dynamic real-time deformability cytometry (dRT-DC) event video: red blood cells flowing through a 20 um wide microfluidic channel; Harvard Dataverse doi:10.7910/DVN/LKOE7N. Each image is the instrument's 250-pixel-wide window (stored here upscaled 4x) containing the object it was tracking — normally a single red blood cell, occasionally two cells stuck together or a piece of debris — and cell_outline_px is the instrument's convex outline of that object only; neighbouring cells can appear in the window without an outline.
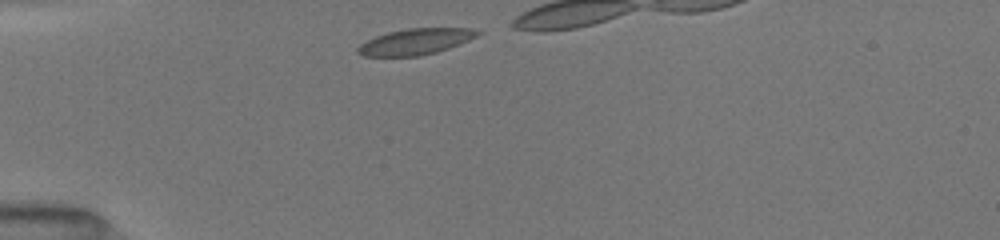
{"species": "common noctule bat (a hibernating species)", "species_latin": "Nyctalus noctula", "temperature_condition": "room temperature", "stored_images_in_passage": 28, "camera_frame_rate_fps": 3000, "um_per_image_px": 0.085, "animal": {"sex": "female", "body_mass_g": 19.5, "forearm_length_mm": 54.1}, "frame": {"image": 1, "passage_image": 1, "time_ms": 0.0, "image_size_px": [1000, 240], "cell_outline_px": [[484, 32], [460, 44], [436, 52], [420, 56], [364, 56], [356, 52], [356, 48], [360, 44], [376, 36], [388, 32], [408, 28], [472, 28]], "centroid_in_image_um": [35.32, 3.53], "position_along_channel_um": 49.7, "area_um2": 18.15}}
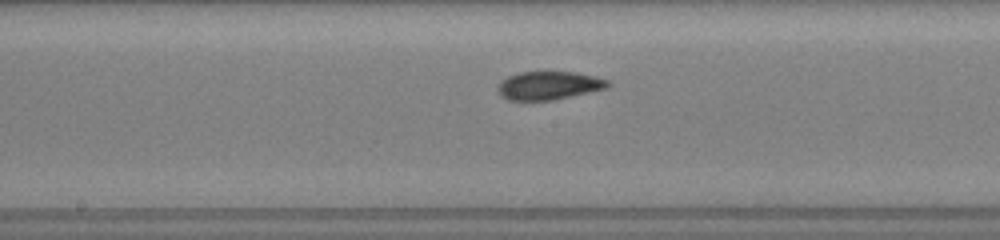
{"frame": {"image": 2, "passage_image": 14, "time_ms": 4.333, "image_size_px": [1000, 240], "cell_outline_px": [[612, 84], [608, 88], [552, 100], [508, 100], [500, 96], [500, 84], [508, 76], [520, 72], [576, 72], [608, 80]], "centroid_in_image_um": [46.7, 7.27], "position_along_channel_um": 201.5, "area_um2": 17.86}}
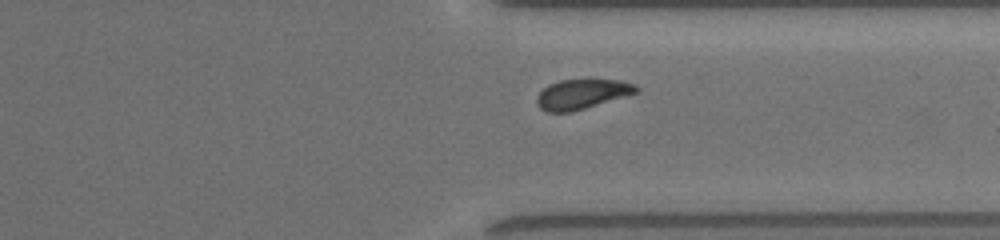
{"frame": {"image": 3, "passage_image": 26, "time_ms": 8.333, "image_size_px": [1000, 240], "cell_outline_px": [[640, 92], [572, 112], [548, 112], [540, 108], [536, 104], [536, 96], [548, 84], [560, 80], [588, 76], [620, 80], [636, 84], [640, 88]], "centroid_in_image_um": [49.51, 7.94], "position_along_channel_um": 361.9, "area_um2": 18.26}}